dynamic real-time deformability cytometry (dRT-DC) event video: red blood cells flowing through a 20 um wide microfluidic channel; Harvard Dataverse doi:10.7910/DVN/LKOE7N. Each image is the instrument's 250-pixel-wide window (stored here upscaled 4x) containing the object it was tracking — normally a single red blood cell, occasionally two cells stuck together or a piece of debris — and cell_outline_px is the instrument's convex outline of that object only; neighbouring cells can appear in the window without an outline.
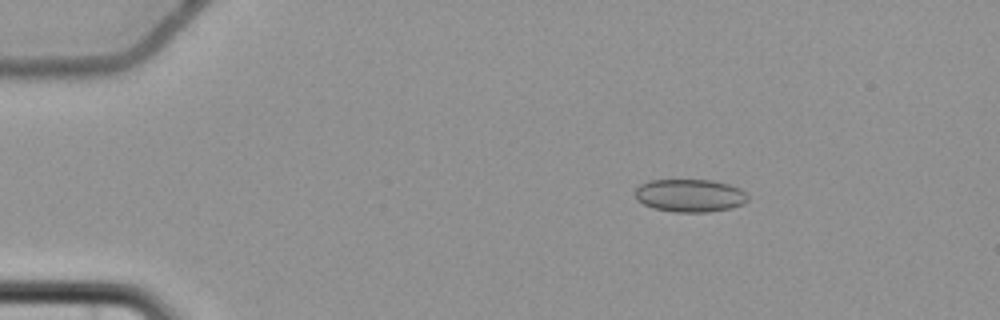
{"species": "common noctule bat (a hibernating species)", "species_latin": "Nyctalus noctula", "temperature_condition": "cold", "stored_images_in_passage": 5, "camera_frame_rate_fps": 3000, "um_per_image_px": 0.085, "animal": {"sex": "female", "body_mass_g": 22.7, "forearm_length_mm": 54.2}, "frame": {"image": 1, "passage_image": 3, "time_ms": 2.333, "image_size_px": [1000, 320], "cell_outline_px": [[748, 200], [744, 204], [732, 208], [708, 212], [676, 212], [652, 208], [636, 200], [636, 188], [640, 184], [648, 180], [712, 180], [728, 184], [740, 188], [748, 196]], "centroid_in_image_um": [58.64, 16.62], "position_along_channel_um": 26.4, "area_um2": 21.73}}